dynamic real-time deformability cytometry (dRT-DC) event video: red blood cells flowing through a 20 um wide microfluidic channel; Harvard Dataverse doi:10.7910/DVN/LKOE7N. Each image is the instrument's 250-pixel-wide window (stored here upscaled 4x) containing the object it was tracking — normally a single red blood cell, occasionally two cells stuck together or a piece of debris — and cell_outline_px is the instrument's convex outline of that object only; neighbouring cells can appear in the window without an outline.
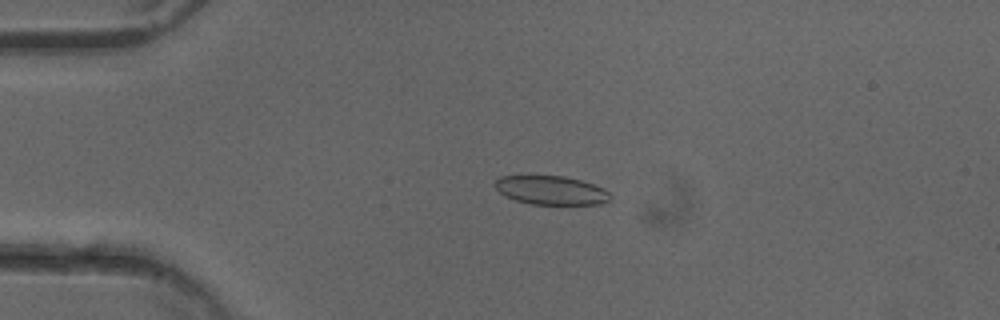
{"species": "common noctule bat (a hibernating species)", "species_latin": "Nyctalus noctula", "temperature_condition": "cold", "stored_images_in_passage": 51, "camera_frame_rate_fps": 3000, "um_per_image_px": 0.085, "animal": {"sex": "female"}, "frame": {"image": 1, "passage_image": 12, "time_ms": 3.667, "image_size_px": [1000, 320], "cell_outline_px": [[612, 196], [608, 200], [600, 204], [532, 204], [516, 200], [504, 196], [492, 184], [500, 176], [564, 176], [580, 180], [604, 188]], "centroid_in_image_um": [46.82, 16.17], "position_along_channel_um": 38.2, "area_um2": 19.25}}
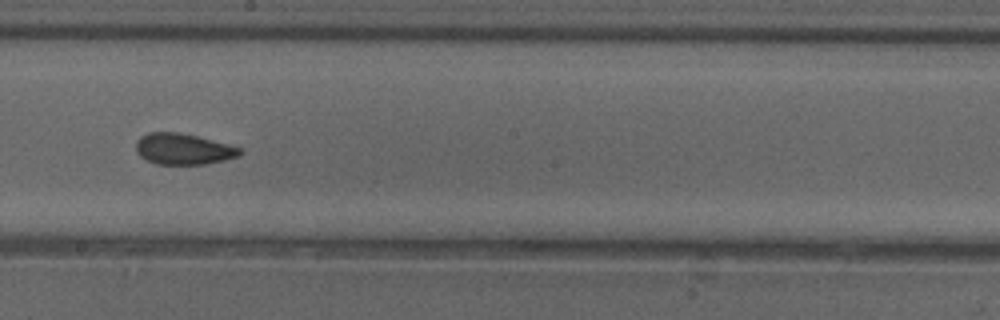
{"frame": {"image": 2, "passage_image": 29, "time_ms": 9.333, "image_size_px": [1000, 320], "cell_outline_px": [[244, 152], [240, 156], [224, 160], [204, 164], [156, 164], [140, 156], [136, 152], [136, 140], [140, 136], [148, 132], [176, 132], [196, 136], [228, 144], [240, 148]], "centroid_in_image_um": [15.57, 12.66], "position_along_channel_um": 232.6, "area_um2": 18.79}}
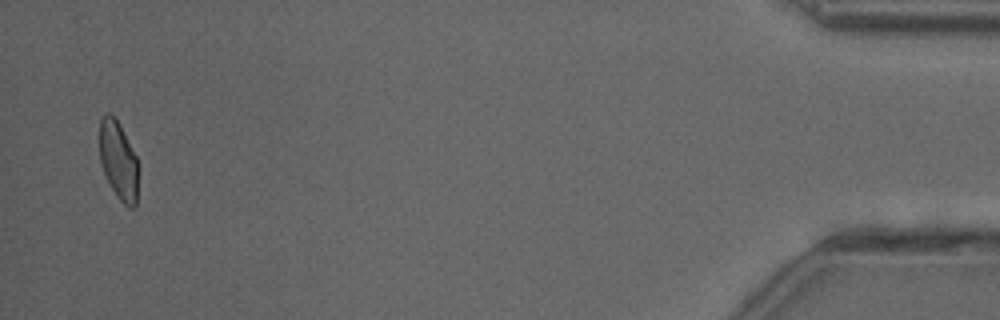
{"frame": {"image": 3, "passage_image": 50, "time_ms": 16.333, "image_size_px": [1000, 320], "cell_outline_px": [[136, 208], [128, 208], [116, 196], [104, 172], [100, 160], [100, 120], [108, 112], [116, 120], [136, 156]], "centroid_in_image_um": [10.05, 13.68], "position_along_channel_um": 425.2, "area_um2": 16.94}}